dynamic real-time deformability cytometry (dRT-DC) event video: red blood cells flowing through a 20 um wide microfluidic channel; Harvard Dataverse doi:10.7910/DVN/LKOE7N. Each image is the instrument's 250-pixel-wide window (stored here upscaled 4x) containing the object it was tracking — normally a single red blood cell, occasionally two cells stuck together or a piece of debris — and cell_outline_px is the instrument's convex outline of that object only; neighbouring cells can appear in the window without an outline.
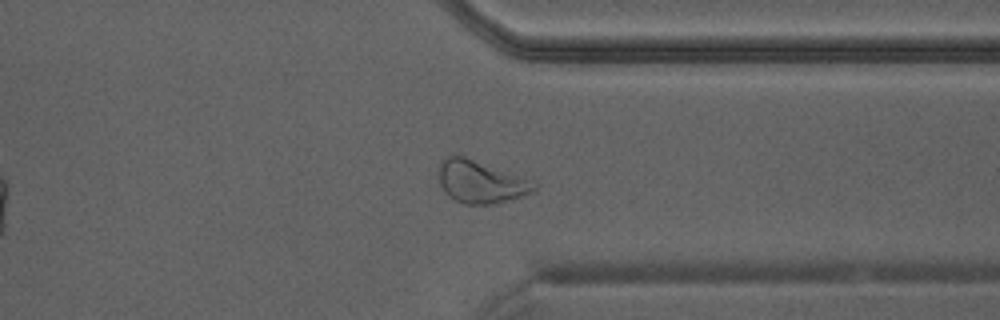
{"species": "Egyptian fruit bat (a non-hibernating species)", "species_latin": "Rousettus aegyptiacus", "temperature_condition": "warm", "stored_images_in_passage": 31, "camera_frame_rate_fps": 3000, "um_per_image_px": 0.085, "animal": {"sex": "male"}, "frame": {"image": 1, "passage_image": 26, "time_ms": 8.333, "image_size_px": [1000, 320], "cell_outline_px": [[540, 184], [536, 192], [492, 204], [464, 204], [448, 196], [444, 192], [440, 184], [436, 172], [440, 164], [448, 156], [464, 156], [536, 180]], "centroid_in_image_um": [40.92, 15.45], "position_along_channel_um": 370.5, "area_um2": 24.16}}